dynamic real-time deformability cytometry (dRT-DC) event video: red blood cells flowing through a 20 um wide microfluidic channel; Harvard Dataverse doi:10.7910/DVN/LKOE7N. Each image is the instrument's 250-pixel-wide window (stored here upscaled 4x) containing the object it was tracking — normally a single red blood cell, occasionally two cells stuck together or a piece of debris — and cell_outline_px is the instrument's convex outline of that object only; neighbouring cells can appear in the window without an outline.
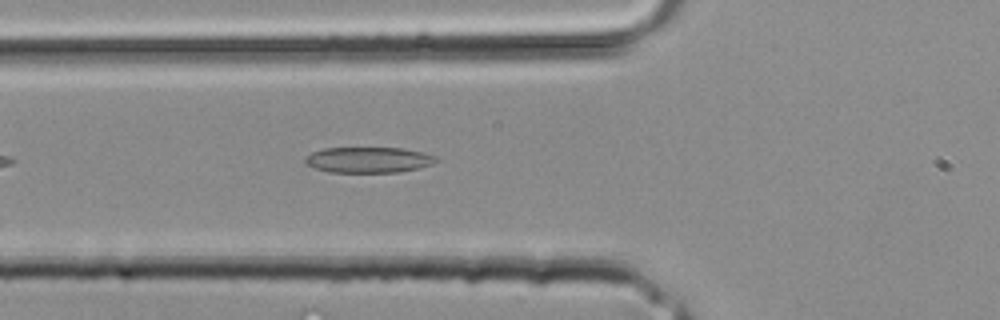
{"species": "common noctule bat (a hibernating species)", "species_latin": "Nyctalus noctula", "temperature_condition": "room temperature", "stored_images_in_passage": 8, "camera_frame_rate_fps": 3000, "um_per_image_px": 0.085, "animal": {"sex": "male", "body_mass_g": 20.4}, "frame": {"image": 1, "passage_image": 2, "time_ms": 0.333, "image_size_px": [1000, 320], "cell_outline_px": [[440, 160], [432, 164], [420, 168], [396, 172], [328, 172], [316, 168], [308, 164], [304, 160], [304, 156], [312, 152], [324, 148], [404, 148], [436, 156]], "centroid_in_image_um": [31.33, 13.58], "position_along_channel_um": 94.5, "area_um2": 19.59}}
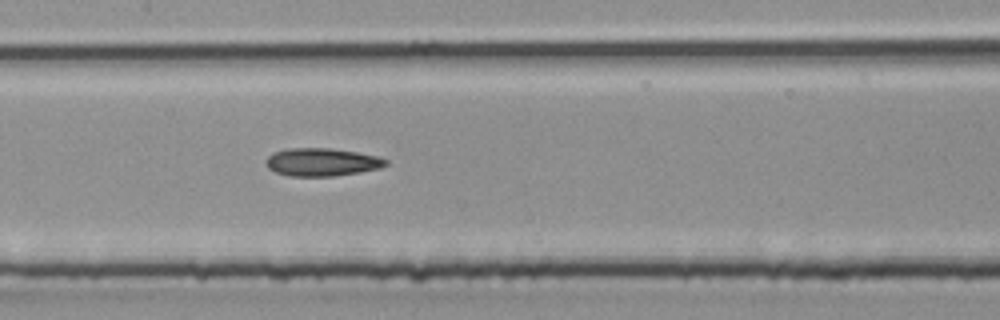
{"frame": {"image": 2, "passage_image": 6, "time_ms": 1.667, "image_size_px": [1000, 320], "cell_outline_px": [[388, 164], [380, 168], [360, 172], [332, 176], [288, 176], [276, 172], [268, 168], [264, 164], [264, 160], [272, 152], [288, 148], [332, 148], [356, 152], [376, 156], [388, 160]], "centroid_in_image_um": [27.31, 13.77], "position_along_channel_um": 180.1, "area_um2": 19.65}}
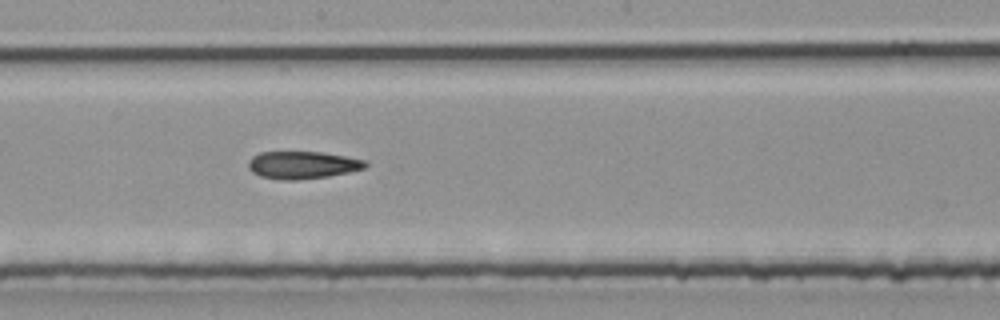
{"frame": {"image": 3, "passage_image": 8, "time_ms": 2.333, "image_size_px": [1000, 320], "cell_outline_px": [[368, 164], [364, 168], [348, 172], [328, 176], [296, 180], [280, 180], [260, 176], [252, 172], [248, 168], [248, 160], [252, 156], [260, 152], [320, 152], [368, 160]], "centroid_in_image_um": [25.69, 14.02], "position_along_channel_um": 222.5, "area_um2": 18.79}}